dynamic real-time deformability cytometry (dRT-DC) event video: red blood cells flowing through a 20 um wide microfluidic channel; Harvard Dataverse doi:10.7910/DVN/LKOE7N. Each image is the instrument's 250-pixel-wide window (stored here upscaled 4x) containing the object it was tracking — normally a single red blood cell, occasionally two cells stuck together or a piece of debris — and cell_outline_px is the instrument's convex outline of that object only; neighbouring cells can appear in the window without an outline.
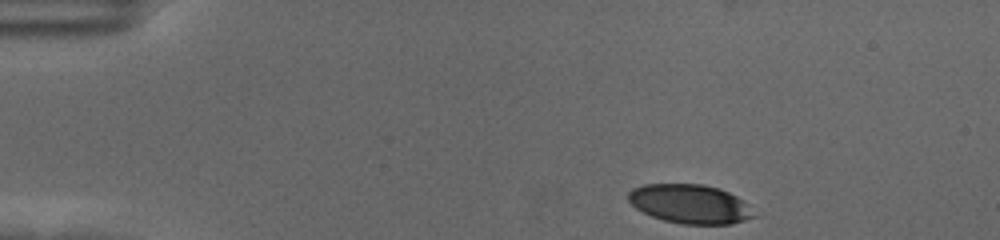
{"species": "human", "species_latin": "Homo sapiens", "temperature_condition": "cold", "stored_images_in_passage": 50, "camera_frame_rate_fps": 3000, "um_per_image_px": 0.085, "donor": {"sex": "female"}, "frame": {"image": 1, "passage_image": 1, "time_ms": 0.0, "image_size_px": [1000, 240], "cell_outline_px": [[756, 216], [732, 224], [680, 224], [664, 220], [652, 216], [636, 208], [628, 200], [628, 192], [632, 188], [644, 184], [704, 184], [720, 188], [736, 196], [748, 204]], "centroid_in_image_um": [58.65, 17.33], "position_along_channel_um": 26.4, "area_um2": 28.61}}
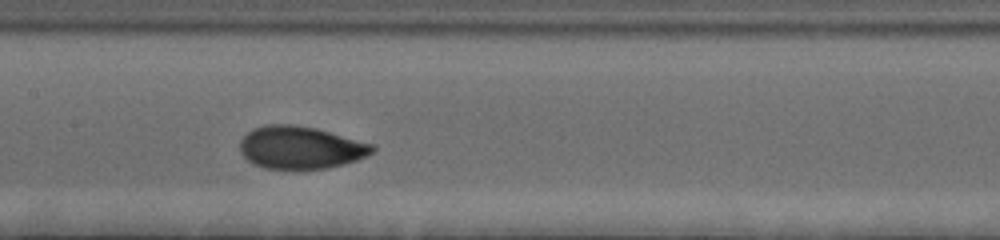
{"frame": {"image": 2, "passage_image": 21, "time_ms": 6.667, "image_size_px": [1000, 240], "cell_outline_px": [[376, 148], [372, 152], [356, 160], [344, 164], [328, 168], [264, 168], [248, 160], [240, 152], [240, 140], [252, 128], [264, 124], [292, 124], [316, 128], [376, 144]], "centroid_in_image_um": [25.56, 12.51], "position_along_channel_um": 181.8, "area_um2": 32.83}}
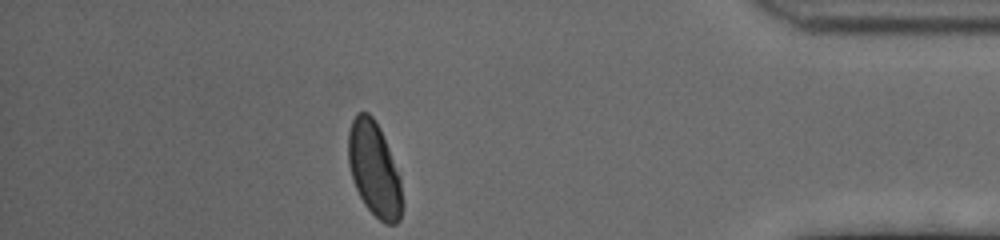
{"frame": {"image": 3, "passage_image": 43, "time_ms": 14.0, "image_size_px": [1000, 240], "cell_outline_px": [[400, 220], [396, 224], [384, 224], [364, 204], [352, 180], [348, 164], [348, 132], [352, 120], [356, 112], [368, 112], [372, 116], [380, 128], [400, 176]], "centroid_in_image_um": [31.77, 14.35], "position_along_channel_um": 403.4, "area_um2": 29.36}, "authors_computed_cell_mechanics": {"area_um2": 31.6166, "velocity_mm_per_s": 3.5138, "shape_relaxation_time_tau1_ms": 3.7828, "shape_relaxation_time_tau2_ms": null, "deformation_change_tau1": 0.1422, "deformation_change_tau2": null}}